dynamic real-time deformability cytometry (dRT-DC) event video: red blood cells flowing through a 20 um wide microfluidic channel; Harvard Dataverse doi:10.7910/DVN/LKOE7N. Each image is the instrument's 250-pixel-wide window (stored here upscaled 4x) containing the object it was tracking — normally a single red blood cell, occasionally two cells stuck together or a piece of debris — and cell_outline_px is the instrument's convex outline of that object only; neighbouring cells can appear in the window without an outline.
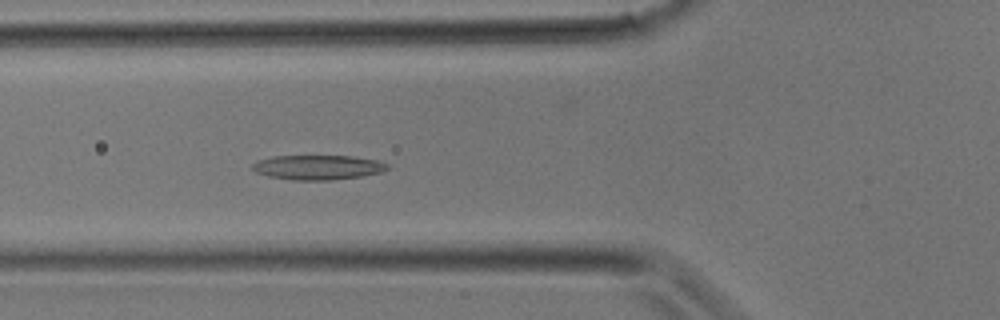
{"species": "common noctule bat (a hibernating species)", "species_latin": "Nyctalus noctula", "temperature_condition": "room temperature", "stored_images_in_passage": 25, "camera_frame_rate_fps": 3000, "um_per_image_px": 0.085, "animal": {"sex": "male", "body_mass_g": 17.9}, "frame": {"image": 1, "passage_image": 4, "time_ms": 1.0, "image_size_px": [1000, 320], "cell_outline_px": [[388, 168], [380, 172], [360, 176], [332, 180], [292, 180], [268, 176], [256, 172], [252, 168], [252, 164], [256, 160], [272, 156], [352, 156], [380, 160], [388, 164]], "centroid_in_image_um": [27.0, 14.21], "position_along_channel_um": 98.8, "area_um2": 19.42}}
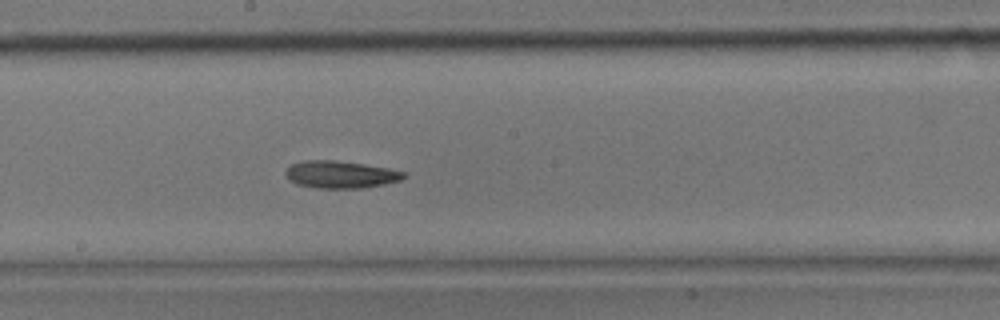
{"frame": {"image": 2, "passage_image": 10, "time_ms": 3.0, "image_size_px": [1000, 320], "cell_outline_px": [[408, 176], [400, 180], [384, 184], [360, 188], [316, 188], [296, 184], [288, 180], [284, 172], [292, 164], [304, 160], [336, 160], [364, 164], [388, 168], [404, 172]], "centroid_in_image_um": [28.93, 14.83], "position_along_channel_um": 219.3, "area_um2": 18.84}}
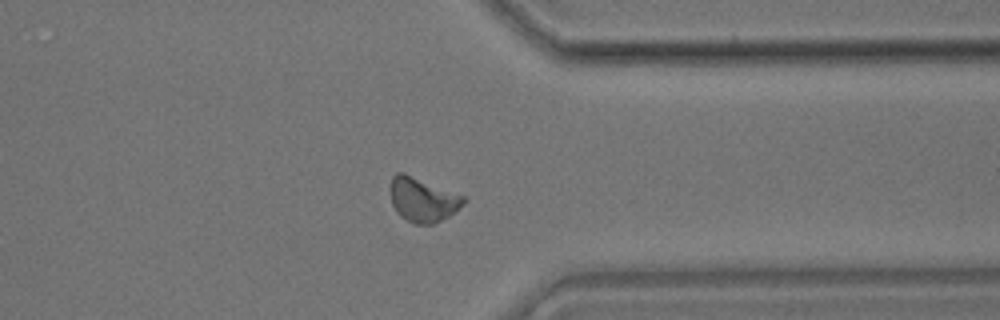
{"frame": {"image": 3, "passage_image": 18, "time_ms": 5.667, "image_size_px": [1000, 320], "cell_outline_px": [[468, 200], [464, 204], [448, 216], [432, 224], [412, 224], [400, 216], [396, 212], [392, 204], [388, 188], [392, 176], [396, 172], [404, 172], [468, 196]], "centroid_in_image_um": [35.92, 16.94], "position_along_channel_um": 375.5, "area_um2": 19.54}}